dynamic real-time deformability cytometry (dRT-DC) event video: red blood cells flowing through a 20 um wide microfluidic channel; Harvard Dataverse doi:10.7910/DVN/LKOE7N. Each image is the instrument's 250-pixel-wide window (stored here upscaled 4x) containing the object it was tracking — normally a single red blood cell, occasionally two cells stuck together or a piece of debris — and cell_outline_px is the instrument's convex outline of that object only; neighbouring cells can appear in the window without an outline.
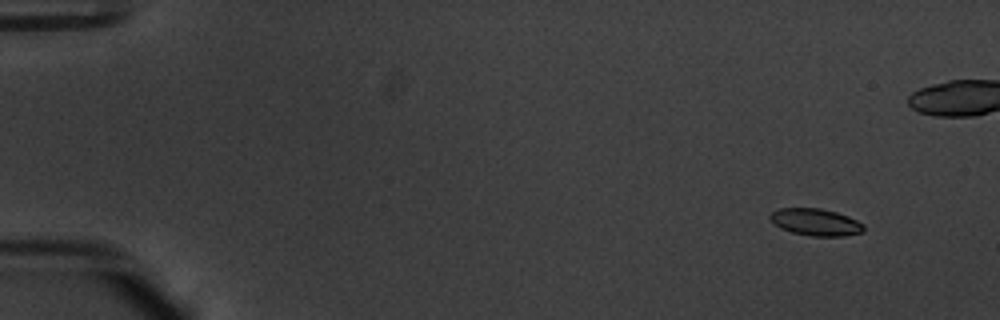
{"species": "common noctule bat (a hibernating species)", "species_latin": "Nyctalus noctula", "temperature_condition": "warm", "stored_images_in_passage": 15, "camera_frame_rate_fps": 3000, "um_per_image_px": 0.085, "animal": {"sex": "male", "body_mass_g": 20.1, "forearm_length_mm": 53.5}, "frame": {"image": 1, "passage_image": 3, "time_ms": 0.667, "image_size_px": [1000, 320], "cell_outline_px": [[864, 232], [844, 236], [812, 236], [792, 232], [780, 228], [768, 216], [772, 212], [780, 208], [820, 208], [836, 212], [848, 216], [864, 224]], "centroid_in_image_um": [69.36, 18.88], "position_along_channel_um": 15.6, "area_um2": 14.68}}